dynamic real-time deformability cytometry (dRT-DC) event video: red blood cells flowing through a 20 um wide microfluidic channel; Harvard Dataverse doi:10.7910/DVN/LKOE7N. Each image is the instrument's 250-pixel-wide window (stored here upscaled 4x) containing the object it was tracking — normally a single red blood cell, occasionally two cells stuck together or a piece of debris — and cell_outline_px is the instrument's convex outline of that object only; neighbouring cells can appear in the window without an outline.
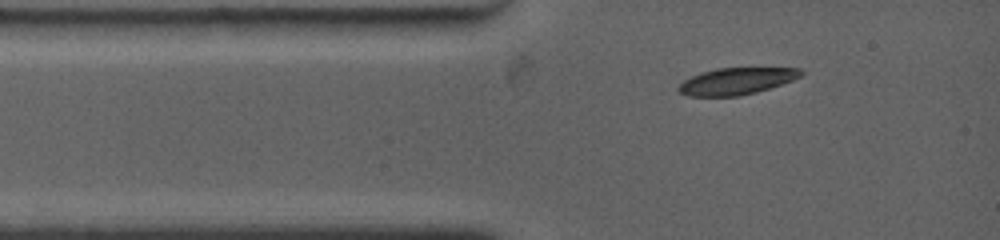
{"species": "common noctule bat (a hibernating species)", "species_latin": "Nyctalus noctula", "temperature_condition": "warm", "stored_images_in_passage": 20, "camera_frame_rate_fps": 4500, "um_per_image_px": 0.085, "animal": {"sex": "female", "body_mass_g": 19.0, "forearm_length_mm": 53.3}, "frame": {"image": 1, "passage_image": 1, "time_ms": 0.0, "image_size_px": [1000, 240], "cell_outline_px": [[804, 72], [800, 76], [792, 80], [756, 92], [740, 96], [688, 96], [680, 92], [676, 88], [684, 80], [700, 72], [716, 68], [800, 68]], "centroid_in_image_um": [62.56, 6.89], "position_along_channel_um": 22.4, "area_um2": 18.96}}
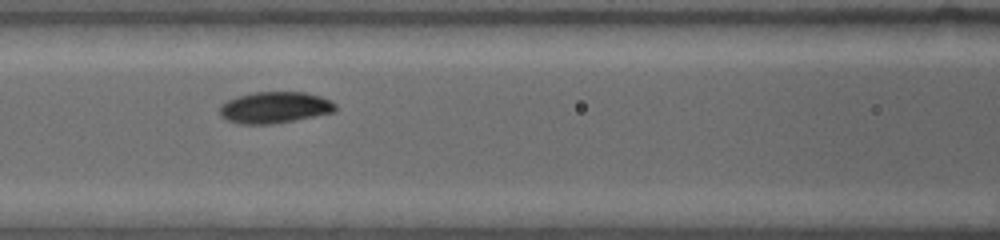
{"frame": {"image": 2, "passage_image": 9, "time_ms": 3.556, "image_size_px": [1000, 240], "cell_outline_px": [[336, 112], [272, 124], [240, 124], [228, 120], [220, 116], [220, 104], [228, 100], [240, 96], [256, 92], [304, 92], [320, 96], [336, 104]], "centroid_in_image_um": [23.35, 9.14], "position_along_channel_um": 143.2, "area_um2": 21.04}}
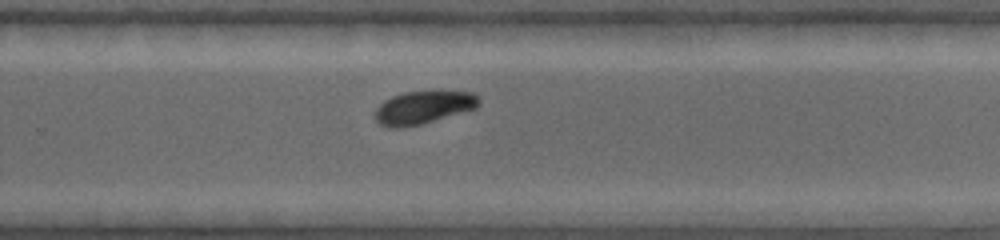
{"frame": {"image": 3, "passage_image": 19, "time_ms": 7.556, "image_size_px": [1000, 240], "cell_outline_px": [[480, 104], [476, 108], [420, 124], [404, 128], [388, 128], [380, 124], [376, 120], [376, 108], [384, 100], [392, 96], [404, 92], [472, 92], [480, 100]], "centroid_in_image_um": [35.94, 9.15], "position_along_channel_um": 293.9, "area_um2": 19.59}}